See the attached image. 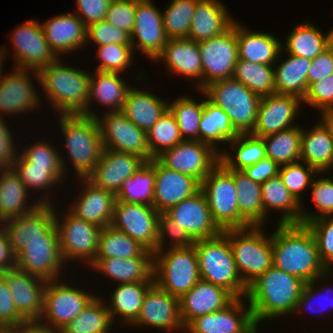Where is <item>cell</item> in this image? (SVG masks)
Instances as JSON below:
<instances>
[{
	"instance_id": "cell-52",
	"label": "cell",
	"mask_w": 333,
	"mask_h": 333,
	"mask_svg": "<svg viewBox=\"0 0 333 333\" xmlns=\"http://www.w3.org/2000/svg\"><path fill=\"white\" fill-rule=\"evenodd\" d=\"M150 160L183 141L177 120L169 109L146 132Z\"/></svg>"
},
{
	"instance_id": "cell-3",
	"label": "cell",
	"mask_w": 333,
	"mask_h": 333,
	"mask_svg": "<svg viewBox=\"0 0 333 333\" xmlns=\"http://www.w3.org/2000/svg\"><path fill=\"white\" fill-rule=\"evenodd\" d=\"M60 62L59 58L39 71H32L33 75L59 115L82 114L87 109L91 75Z\"/></svg>"
},
{
	"instance_id": "cell-28",
	"label": "cell",
	"mask_w": 333,
	"mask_h": 333,
	"mask_svg": "<svg viewBox=\"0 0 333 333\" xmlns=\"http://www.w3.org/2000/svg\"><path fill=\"white\" fill-rule=\"evenodd\" d=\"M14 70L9 75L0 74V117L7 113H27L40 104V97L38 98L39 95L30 79L32 76L28 74L29 69Z\"/></svg>"
},
{
	"instance_id": "cell-49",
	"label": "cell",
	"mask_w": 333,
	"mask_h": 333,
	"mask_svg": "<svg viewBox=\"0 0 333 333\" xmlns=\"http://www.w3.org/2000/svg\"><path fill=\"white\" fill-rule=\"evenodd\" d=\"M273 65L238 59L232 77L258 96H268L276 93Z\"/></svg>"
},
{
	"instance_id": "cell-47",
	"label": "cell",
	"mask_w": 333,
	"mask_h": 333,
	"mask_svg": "<svg viewBox=\"0 0 333 333\" xmlns=\"http://www.w3.org/2000/svg\"><path fill=\"white\" fill-rule=\"evenodd\" d=\"M302 128L298 125L263 138L266 158L276 162L279 166L300 160Z\"/></svg>"
},
{
	"instance_id": "cell-14",
	"label": "cell",
	"mask_w": 333,
	"mask_h": 333,
	"mask_svg": "<svg viewBox=\"0 0 333 333\" xmlns=\"http://www.w3.org/2000/svg\"><path fill=\"white\" fill-rule=\"evenodd\" d=\"M160 213L151 205L115 201L111 226L154 253Z\"/></svg>"
},
{
	"instance_id": "cell-42",
	"label": "cell",
	"mask_w": 333,
	"mask_h": 333,
	"mask_svg": "<svg viewBox=\"0 0 333 333\" xmlns=\"http://www.w3.org/2000/svg\"><path fill=\"white\" fill-rule=\"evenodd\" d=\"M153 284L154 282L118 284L111 293L110 305L107 306L113 322L117 315L121 316L125 325H132L139 317L144 296Z\"/></svg>"
},
{
	"instance_id": "cell-55",
	"label": "cell",
	"mask_w": 333,
	"mask_h": 333,
	"mask_svg": "<svg viewBox=\"0 0 333 333\" xmlns=\"http://www.w3.org/2000/svg\"><path fill=\"white\" fill-rule=\"evenodd\" d=\"M311 188L312 198L319 212L308 213L301 209V224H306L316 218L333 216V179L331 177L313 179Z\"/></svg>"
},
{
	"instance_id": "cell-35",
	"label": "cell",
	"mask_w": 333,
	"mask_h": 333,
	"mask_svg": "<svg viewBox=\"0 0 333 333\" xmlns=\"http://www.w3.org/2000/svg\"><path fill=\"white\" fill-rule=\"evenodd\" d=\"M96 74V75H95ZM94 76L91 75L89 82V96L87 109L81 114L96 118L98 115L91 110V103L97 101L105 107L108 106V112L122 111L125 102L127 86L124 78L120 77V73L115 72H95ZM94 99V100H93ZM93 100V101H92Z\"/></svg>"
},
{
	"instance_id": "cell-11",
	"label": "cell",
	"mask_w": 333,
	"mask_h": 333,
	"mask_svg": "<svg viewBox=\"0 0 333 333\" xmlns=\"http://www.w3.org/2000/svg\"><path fill=\"white\" fill-rule=\"evenodd\" d=\"M95 297L82 289L61 283V280H49L44 289L43 312L39 321L49 327L61 329Z\"/></svg>"
},
{
	"instance_id": "cell-76",
	"label": "cell",
	"mask_w": 333,
	"mask_h": 333,
	"mask_svg": "<svg viewBox=\"0 0 333 333\" xmlns=\"http://www.w3.org/2000/svg\"><path fill=\"white\" fill-rule=\"evenodd\" d=\"M325 289H327L328 291H326ZM325 289H324L325 292H329V291H331V289H330V290H329L328 288H325ZM325 292H324V293H325ZM327 294H328V293H327ZM324 295H325V294H324ZM324 295H323V298H324ZM331 298H332V297H331ZM323 300H325V299H323ZM324 303H325V302H324ZM327 303H328V302H327ZM329 306H330V304H329ZM326 307H327V306H326Z\"/></svg>"
},
{
	"instance_id": "cell-1",
	"label": "cell",
	"mask_w": 333,
	"mask_h": 333,
	"mask_svg": "<svg viewBox=\"0 0 333 333\" xmlns=\"http://www.w3.org/2000/svg\"><path fill=\"white\" fill-rule=\"evenodd\" d=\"M271 240L275 267L305 283L330 275L320 260L315 237L306 224H278Z\"/></svg>"
},
{
	"instance_id": "cell-56",
	"label": "cell",
	"mask_w": 333,
	"mask_h": 333,
	"mask_svg": "<svg viewBox=\"0 0 333 333\" xmlns=\"http://www.w3.org/2000/svg\"><path fill=\"white\" fill-rule=\"evenodd\" d=\"M304 166L305 163L303 165L300 163V161H297L294 163L280 166L278 172V175L280 176L282 182L287 187L289 192L294 195V197L301 203L302 201L300 199V193H302L306 187L311 186L312 181L315 177L314 174H320L315 168L307 164L306 167Z\"/></svg>"
},
{
	"instance_id": "cell-57",
	"label": "cell",
	"mask_w": 333,
	"mask_h": 333,
	"mask_svg": "<svg viewBox=\"0 0 333 333\" xmlns=\"http://www.w3.org/2000/svg\"><path fill=\"white\" fill-rule=\"evenodd\" d=\"M97 47V56L100 61L97 71L121 73L122 71L124 72L133 61L132 45L111 43Z\"/></svg>"
},
{
	"instance_id": "cell-4",
	"label": "cell",
	"mask_w": 333,
	"mask_h": 333,
	"mask_svg": "<svg viewBox=\"0 0 333 333\" xmlns=\"http://www.w3.org/2000/svg\"><path fill=\"white\" fill-rule=\"evenodd\" d=\"M194 247L202 280L225 288L235 298L246 297L248 286L238 273L231 245L223 233L196 240Z\"/></svg>"
},
{
	"instance_id": "cell-51",
	"label": "cell",
	"mask_w": 333,
	"mask_h": 333,
	"mask_svg": "<svg viewBox=\"0 0 333 333\" xmlns=\"http://www.w3.org/2000/svg\"><path fill=\"white\" fill-rule=\"evenodd\" d=\"M11 168L21 179L27 190H48L52 185L61 183L65 173L62 167L32 166L22 155L18 154ZM61 181V182H59Z\"/></svg>"
},
{
	"instance_id": "cell-53",
	"label": "cell",
	"mask_w": 333,
	"mask_h": 333,
	"mask_svg": "<svg viewBox=\"0 0 333 333\" xmlns=\"http://www.w3.org/2000/svg\"><path fill=\"white\" fill-rule=\"evenodd\" d=\"M204 108V100L200 103L188 96H181L168 104V109L177 120L183 140H199V123Z\"/></svg>"
},
{
	"instance_id": "cell-44",
	"label": "cell",
	"mask_w": 333,
	"mask_h": 333,
	"mask_svg": "<svg viewBox=\"0 0 333 333\" xmlns=\"http://www.w3.org/2000/svg\"><path fill=\"white\" fill-rule=\"evenodd\" d=\"M240 215L251 226L264 225L261 184L250 179L243 170H233Z\"/></svg>"
},
{
	"instance_id": "cell-46",
	"label": "cell",
	"mask_w": 333,
	"mask_h": 333,
	"mask_svg": "<svg viewBox=\"0 0 333 333\" xmlns=\"http://www.w3.org/2000/svg\"><path fill=\"white\" fill-rule=\"evenodd\" d=\"M156 170L152 159L123 181L116 200L123 203H139L153 206Z\"/></svg>"
},
{
	"instance_id": "cell-5",
	"label": "cell",
	"mask_w": 333,
	"mask_h": 333,
	"mask_svg": "<svg viewBox=\"0 0 333 333\" xmlns=\"http://www.w3.org/2000/svg\"><path fill=\"white\" fill-rule=\"evenodd\" d=\"M58 117L72 165L78 177L86 178L100 160L104 149L98 122L96 118L81 114Z\"/></svg>"
},
{
	"instance_id": "cell-67",
	"label": "cell",
	"mask_w": 333,
	"mask_h": 333,
	"mask_svg": "<svg viewBox=\"0 0 333 333\" xmlns=\"http://www.w3.org/2000/svg\"><path fill=\"white\" fill-rule=\"evenodd\" d=\"M13 135L5 124L3 117H0V168L11 167L17 157L16 146L13 142Z\"/></svg>"
},
{
	"instance_id": "cell-32",
	"label": "cell",
	"mask_w": 333,
	"mask_h": 333,
	"mask_svg": "<svg viewBox=\"0 0 333 333\" xmlns=\"http://www.w3.org/2000/svg\"><path fill=\"white\" fill-rule=\"evenodd\" d=\"M156 60H163L168 71L174 74L199 79L196 85L202 91V62L198 42L188 38L169 39Z\"/></svg>"
},
{
	"instance_id": "cell-64",
	"label": "cell",
	"mask_w": 333,
	"mask_h": 333,
	"mask_svg": "<svg viewBox=\"0 0 333 333\" xmlns=\"http://www.w3.org/2000/svg\"><path fill=\"white\" fill-rule=\"evenodd\" d=\"M27 321L18 311L9 287L0 275V326L19 327Z\"/></svg>"
},
{
	"instance_id": "cell-39",
	"label": "cell",
	"mask_w": 333,
	"mask_h": 333,
	"mask_svg": "<svg viewBox=\"0 0 333 333\" xmlns=\"http://www.w3.org/2000/svg\"><path fill=\"white\" fill-rule=\"evenodd\" d=\"M262 204L264 210V223L271 209L282 210L279 224H300L303 203L292 195L282 182L279 175L270 178L261 184Z\"/></svg>"
},
{
	"instance_id": "cell-25",
	"label": "cell",
	"mask_w": 333,
	"mask_h": 333,
	"mask_svg": "<svg viewBox=\"0 0 333 333\" xmlns=\"http://www.w3.org/2000/svg\"><path fill=\"white\" fill-rule=\"evenodd\" d=\"M234 299L225 288L200 279L191 290L179 298L184 327L196 317L224 309Z\"/></svg>"
},
{
	"instance_id": "cell-62",
	"label": "cell",
	"mask_w": 333,
	"mask_h": 333,
	"mask_svg": "<svg viewBox=\"0 0 333 333\" xmlns=\"http://www.w3.org/2000/svg\"><path fill=\"white\" fill-rule=\"evenodd\" d=\"M138 0H112L105 20L131 35Z\"/></svg>"
},
{
	"instance_id": "cell-9",
	"label": "cell",
	"mask_w": 333,
	"mask_h": 333,
	"mask_svg": "<svg viewBox=\"0 0 333 333\" xmlns=\"http://www.w3.org/2000/svg\"><path fill=\"white\" fill-rule=\"evenodd\" d=\"M201 191L214 222L222 231L251 226L239 213L233 170L221 161L201 182Z\"/></svg>"
},
{
	"instance_id": "cell-59",
	"label": "cell",
	"mask_w": 333,
	"mask_h": 333,
	"mask_svg": "<svg viewBox=\"0 0 333 333\" xmlns=\"http://www.w3.org/2000/svg\"><path fill=\"white\" fill-rule=\"evenodd\" d=\"M302 101L322 110L321 117H333V74L311 83Z\"/></svg>"
},
{
	"instance_id": "cell-6",
	"label": "cell",
	"mask_w": 333,
	"mask_h": 333,
	"mask_svg": "<svg viewBox=\"0 0 333 333\" xmlns=\"http://www.w3.org/2000/svg\"><path fill=\"white\" fill-rule=\"evenodd\" d=\"M261 228L248 226L222 232L229 240L238 273L247 286L273 265L271 236H265Z\"/></svg>"
},
{
	"instance_id": "cell-34",
	"label": "cell",
	"mask_w": 333,
	"mask_h": 333,
	"mask_svg": "<svg viewBox=\"0 0 333 333\" xmlns=\"http://www.w3.org/2000/svg\"><path fill=\"white\" fill-rule=\"evenodd\" d=\"M234 20L219 0H199L191 22L188 39L195 42L224 33Z\"/></svg>"
},
{
	"instance_id": "cell-65",
	"label": "cell",
	"mask_w": 333,
	"mask_h": 333,
	"mask_svg": "<svg viewBox=\"0 0 333 333\" xmlns=\"http://www.w3.org/2000/svg\"><path fill=\"white\" fill-rule=\"evenodd\" d=\"M112 0H76L78 13H75L86 27L105 19ZM80 13V14H79Z\"/></svg>"
},
{
	"instance_id": "cell-73",
	"label": "cell",
	"mask_w": 333,
	"mask_h": 333,
	"mask_svg": "<svg viewBox=\"0 0 333 333\" xmlns=\"http://www.w3.org/2000/svg\"><path fill=\"white\" fill-rule=\"evenodd\" d=\"M0 333H19L18 327H2L0 326Z\"/></svg>"
},
{
	"instance_id": "cell-66",
	"label": "cell",
	"mask_w": 333,
	"mask_h": 333,
	"mask_svg": "<svg viewBox=\"0 0 333 333\" xmlns=\"http://www.w3.org/2000/svg\"><path fill=\"white\" fill-rule=\"evenodd\" d=\"M333 74V43L321 54L312 59L308 70V86Z\"/></svg>"
},
{
	"instance_id": "cell-70",
	"label": "cell",
	"mask_w": 333,
	"mask_h": 333,
	"mask_svg": "<svg viewBox=\"0 0 333 333\" xmlns=\"http://www.w3.org/2000/svg\"><path fill=\"white\" fill-rule=\"evenodd\" d=\"M315 282H317L316 280L305 283L300 298L298 300V302L296 303L295 309H294V313H298V311H302L305 310V306L308 305L309 307L311 306V302L312 300L315 298H317L319 296V291L317 288L315 289L313 286L315 284ZM322 293H320L323 297V291H321ZM318 293V294H317ZM318 299V298H317ZM310 301V302H309ZM307 307V306H306ZM308 308V307H307ZM302 309V310H301ZM319 311V309H317ZM323 310V309H322ZM309 313V312H308Z\"/></svg>"
},
{
	"instance_id": "cell-37",
	"label": "cell",
	"mask_w": 333,
	"mask_h": 333,
	"mask_svg": "<svg viewBox=\"0 0 333 333\" xmlns=\"http://www.w3.org/2000/svg\"><path fill=\"white\" fill-rule=\"evenodd\" d=\"M90 267L118 281L119 284L154 282L153 256L94 259Z\"/></svg>"
},
{
	"instance_id": "cell-19",
	"label": "cell",
	"mask_w": 333,
	"mask_h": 333,
	"mask_svg": "<svg viewBox=\"0 0 333 333\" xmlns=\"http://www.w3.org/2000/svg\"><path fill=\"white\" fill-rule=\"evenodd\" d=\"M156 170L153 207L166 212L184 199L201 190V183L194 177L165 167L157 158L152 159Z\"/></svg>"
},
{
	"instance_id": "cell-8",
	"label": "cell",
	"mask_w": 333,
	"mask_h": 333,
	"mask_svg": "<svg viewBox=\"0 0 333 333\" xmlns=\"http://www.w3.org/2000/svg\"><path fill=\"white\" fill-rule=\"evenodd\" d=\"M201 92L224 110L239 134L253 132L260 96L233 77L213 82Z\"/></svg>"
},
{
	"instance_id": "cell-45",
	"label": "cell",
	"mask_w": 333,
	"mask_h": 333,
	"mask_svg": "<svg viewBox=\"0 0 333 333\" xmlns=\"http://www.w3.org/2000/svg\"><path fill=\"white\" fill-rule=\"evenodd\" d=\"M138 256H153V253L126 233L112 226L101 229L95 259H128Z\"/></svg>"
},
{
	"instance_id": "cell-33",
	"label": "cell",
	"mask_w": 333,
	"mask_h": 333,
	"mask_svg": "<svg viewBox=\"0 0 333 333\" xmlns=\"http://www.w3.org/2000/svg\"><path fill=\"white\" fill-rule=\"evenodd\" d=\"M0 224L28 214L40 204H51L44 196L27 206L28 190L11 167L0 168Z\"/></svg>"
},
{
	"instance_id": "cell-63",
	"label": "cell",
	"mask_w": 333,
	"mask_h": 333,
	"mask_svg": "<svg viewBox=\"0 0 333 333\" xmlns=\"http://www.w3.org/2000/svg\"><path fill=\"white\" fill-rule=\"evenodd\" d=\"M23 150L21 155L32 165L40 167H62L65 173L64 158L60 156L58 150L51 146L49 142H39Z\"/></svg>"
},
{
	"instance_id": "cell-31",
	"label": "cell",
	"mask_w": 333,
	"mask_h": 333,
	"mask_svg": "<svg viewBox=\"0 0 333 333\" xmlns=\"http://www.w3.org/2000/svg\"><path fill=\"white\" fill-rule=\"evenodd\" d=\"M41 26L46 40L57 56L79 50L88 42L87 27L75 13L57 15Z\"/></svg>"
},
{
	"instance_id": "cell-13",
	"label": "cell",
	"mask_w": 333,
	"mask_h": 333,
	"mask_svg": "<svg viewBox=\"0 0 333 333\" xmlns=\"http://www.w3.org/2000/svg\"><path fill=\"white\" fill-rule=\"evenodd\" d=\"M54 210L52 204H40L32 212L1 224L16 255L30 242L59 241Z\"/></svg>"
},
{
	"instance_id": "cell-61",
	"label": "cell",
	"mask_w": 333,
	"mask_h": 333,
	"mask_svg": "<svg viewBox=\"0 0 333 333\" xmlns=\"http://www.w3.org/2000/svg\"><path fill=\"white\" fill-rule=\"evenodd\" d=\"M92 40L97 46L111 43L131 45L130 35L105 19L93 23L87 27V41Z\"/></svg>"
},
{
	"instance_id": "cell-22",
	"label": "cell",
	"mask_w": 333,
	"mask_h": 333,
	"mask_svg": "<svg viewBox=\"0 0 333 333\" xmlns=\"http://www.w3.org/2000/svg\"><path fill=\"white\" fill-rule=\"evenodd\" d=\"M9 287L17 311L27 320H39L43 312L44 289L47 280L17 268L1 272Z\"/></svg>"
},
{
	"instance_id": "cell-27",
	"label": "cell",
	"mask_w": 333,
	"mask_h": 333,
	"mask_svg": "<svg viewBox=\"0 0 333 333\" xmlns=\"http://www.w3.org/2000/svg\"><path fill=\"white\" fill-rule=\"evenodd\" d=\"M63 264L59 241H34L17 254L16 268L49 281L60 278Z\"/></svg>"
},
{
	"instance_id": "cell-69",
	"label": "cell",
	"mask_w": 333,
	"mask_h": 333,
	"mask_svg": "<svg viewBox=\"0 0 333 333\" xmlns=\"http://www.w3.org/2000/svg\"><path fill=\"white\" fill-rule=\"evenodd\" d=\"M15 254L6 230L0 224V273L16 268Z\"/></svg>"
},
{
	"instance_id": "cell-12",
	"label": "cell",
	"mask_w": 333,
	"mask_h": 333,
	"mask_svg": "<svg viewBox=\"0 0 333 333\" xmlns=\"http://www.w3.org/2000/svg\"><path fill=\"white\" fill-rule=\"evenodd\" d=\"M63 220L55 215V225L59 232L60 252L64 260L84 259L90 266L97 254L101 227L77 218L68 209ZM61 222V223H60Z\"/></svg>"
},
{
	"instance_id": "cell-21",
	"label": "cell",
	"mask_w": 333,
	"mask_h": 333,
	"mask_svg": "<svg viewBox=\"0 0 333 333\" xmlns=\"http://www.w3.org/2000/svg\"><path fill=\"white\" fill-rule=\"evenodd\" d=\"M166 212L173 218V223L184 228L195 241L214 238L223 232L214 222L201 190Z\"/></svg>"
},
{
	"instance_id": "cell-10",
	"label": "cell",
	"mask_w": 333,
	"mask_h": 333,
	"mask_svg": "<svg viewBox=\"0 0 333 333\" xmlns=\"http://www.w3.org/2000/svg\"><path fill=\"white\" fill-rule=\"evenodd\" d=\"M202 62V91L211 83L233 76L238 61L236 21L221 35L198 42Z\"/></svg>"
},
{
	"instance_id": "cell-50",
	"label": "cell",
	"mask_w": 333,
	"mask_h": 333,
	"mask_svg": "<svg viewBox=\"0 0 333 333\" xmlns=\"http://www.w3.org/2000/svg\"><path fill=\"white\" fill-rule=\"evenodd\" d=\"M113 324L109 309L101 298L96 297L69 323L62 333H108Z\"/></svg>"
},
{
	"instance_id": "cell-48",
	"label": "cell",
	"mask_w": 333,
	"mask_h": 333,
	"mask_svg": "<svg viewBox=\"0 0 333 333\" xmlns=\"http://www.w3.org/2000/svg\"><path fill=\"white\" fill-rule=\"evenodd\" d=\"M231 149L236 151V156L228 152L220 151V161L232 170H244L246 167L258 163L266 158L265 144L262 137L248 134H239L233 141L229 142Z\"/></svg>"
},
{
	"instance_id": "cell-60",
	"label": "cell",
	"mask_w": 333,
	"mask_h": 333,
	"mask_svg": "<svg viewBox=\"0 0 333 333\" xmlns=\"http://www.w3.org/2000/svg\"><path fill=\"white\" fill-rule=\"evenodd\" d=\"M168 234L172 240L170 245L172 248L191 247L194 245L195 240L187 233L184 228L173 223V218L167 213L162 212L159 216L158 240L156 250L165 249V239Z\"/></svg>"
},
{
	"instance_id": "cell-30",
	"label": "cell",
	"mask_w": 333,
	"mask_h": 333,
	"mask_svg": "<svg viewBox=\"0 0 333 333\" xmlns=\"http://www.w3.org/2000/svg\"><path fill=\"white\" fill-rule=\"evenodd\" d=\"M333 152V117L322 116L319 123L301 134L300 160L326 173Z\"/></svg>"
},
{
	"instance_id": "cell-15",
	"label": "cell",
	"mask_w": 333,
	"mask_h": 333,
	"mask_svg": "<svg viewBox=\"0 0 333 333\" xmlns=\"http://www.w3.org/2000/svg\"><path fill=\"white\" fill-rule=\"evenodd\" d=\"M97 116L104 149L135 154L150 161L146 131L137 127L121 111H105L103 118Z\"/></svg>"
},
{
	"instance_id": "cell-41",
	"label": "cell",
	"mask_w": 333,
	"mask_h": 333,
	"mask_svg": "<svg viewBox=\"0 0 333 333\" xmlns=\"http://www.w3.org/2000/svg\"><path fill=\"white\" fill-rule=\"evenodd\" d=\"M238 135L239 133L233 128L229 116L206 96L199 123V141L210 145L220 154L217 143H229Z\"/></svg>"
},
{
	"instance_id": "cell-29",
	"label": "cell",
	"mask_w": 333,
	"mask_h": 333,
	"mask_svg": "<svg viewBox=\"0 0 333 333\" xmlns=\"http://www.w3.org/2000/svg\"><path fill=\"white\" fill-rule=\"evenodd\" d=\"M83 190L69 211L77 218L93 223L101 228L111 226L116 195L97 187L87 178H82Z\"/></svg>"
},
{
	"instance_id": "cell-16",
	"label": "cell",
	"mask_w": 333,
	"mask_h": 333,
	"mask_svg": "<svg viewBox=\"0 0 333 333\" xmlns=\"http://www.w3.org/2000/svg\"><path fill=\"white\" fill-rule=\"evenodd\" d=\"M12 32L13 57L17 69L39 71L61 58L51 49L38 21L28 20Z\"/></svg>"
},
{
	"instance_id": "cell-68",
	"label": "cell",
	"mask_w": 333,
	"mask_h": 333,
	"mask_svg": "<svg viewBox=\"0 0 333 333\" xmlns=\"http://www.w3.org/2000/svg\"><path fill=\"white\" fill-rule=\"evenodd\" d=\"M279 167L276 162L265 158L252 166L246 167L243 171L250 179L262 184L266 180L277 176Z\"/></svg>"
},
{
	"instance_id": "cell-18",
	"label": "cell",
	"mask_w": 333,
	"mask_h": 333,
	"mask_svg": "<svg viewBox=\"0 0 333 333\" xmlns=\"http://www.w3.org/2000/svg\"><path fill=\"white\" fill-rule=\"evenodd\" d=\"M130 38L133 50L140 49L148 58L154 59L153 61L163 52L169 37L163 26L162 12L155 7L152 0L137 1L135 23Z\"/></svg>"
},
{
	"instance_id": "cell-23",
	"label": "cell",
	"mask_w": 333,
	"mask_h": 333,
	"mask_svg": "<svg viewBox=\"0 0 333 333\" xmlns=\"http://www.w3.org/2000/svg\"><path fill=\"white\" fill-rule=\"evenodd\" d=\"M148 325L172 331L181 329L185 332L180 316L179 298L159 288L155 283L144 296L139 317L134 326Z\"/></svg>"
},
{
	"instance_id": "cell-74",
	"label": "cell",
	"mask_w": 333,
	"mask_h": 333,
	"mask_svg": "<svg viewBox=\"0 0 333 333\" xmlns=\"http://www.w3.org/2000/svg\"><path fill=\"white\" fill-rule=\"evenodd\" d=\"M4 48H5V47H3L2 49L0 48V74H3V73H2V72H3V71H2V68H3V67H2V65H3L2 62H3V60H4L3 57H5V53H6V52H5L6 49H4Z\"/></svg>"
},
{
	"instance_id": "cell-36",
	"label": "cell",
	"mask_w": 333,
	"mask_h": 333,
	"mask_svg": "<svg viewBox=\"0 0 333 333\" xmlns=\"http://www.w3.org/2000/svg\"><path fill=\"white\" fill-rule=\"evenodd\" d=\"M238 58L253 63L275 64L281 55L282 44L269 33L251 32L236 21Z\"/></svg>"
},
{
	"instance_id": "cell-54",
	"label": "cell",
	"mask_w": 333,
	"mask_h": 333,
	"mask_svg": "<svg viewBox=\"0 0 333 333\" xmlns=\"http://www.w3.org/2000/svg\"><path fill=\"white\" fill-rule=\"evenodd\" d=\"M199 0H172L162 12L163 26L169 39L188 38Z\"/></svg>"
},
{
	"instance_id": "cell-7",
	"label": "cell",
	"mask_w": 333,
	"mask_h": 333,
	"mask_svg": "<svg viewBox=\"0 0 333 333\" xmlns=\"http://www.w3.org/2000/svg\"><path fill=\"white\" fill-rule=\"evenodd\" d=\"M166 250L153 253L154 283L180 298L201 279L197 253L194 245Z\"/></svg>"
},
{
	"instance_id": "cell-40",
	"label": "cell",
	"mask_w": 333,
	"mask_h": 333,
	"mask_svg": "<svg viewBox=\"0 0 333 333\" xmlns=\"http://www.w3.org/2000/svg\"><path fill=\"white\" fill-rule=\"evenodd\" d=\"M319 30L309 22L297 25L287 35L282 50H287V53L291 55L314 59L333 43V29L326 35Z\"/></svg>"
},
{
	"instance_id": "cell-72",
	"label": "cell",
	"mask_w": 333,
	"mask_h": 333,
	"mask_svg": "<svg viewBox=\"0 0 333 333\" xmlns=\"http://www.w3.org/2000/svg\"><path fill=\"white\" fill-rule=\"evenodd\" d=\"M259 322L253 321L242 333H258L257 326Z\"/></svg>"
},
{
	"instance_id": "cell-71",
	"label": "cell",
	"mask_w": 333,
	"mask_h": 333,
	"mask_svg": "<svg viewBox=\"0 0 333 333\" xmlns=\"http://www.w3.org/2000/svg\"><path fill=\"white\" fill-rule=\"evenodd\" d=\"M18 329L19 333H62L61 329L49 327L39 320L25 321Z\"/></svg>"
},
{
	"instance_id": "cell-43",
	"label": "cell",
	"mask_w": 333,
	"mask_h": 333,
	"mask_svg": "<svg viewBox=\"0 0 333 333\" xmlns=\"http://www.w3.org/2000/svg\"><path fill=\"white\" fill-rule=\"evenodd\" d=\"M289 58L274 67L275 92L303 99L308 89V70L312 60L288 54Z\"/></svg>"
},
{
	"instance_id": "cell-2",
	"label": "cell",
	"mask_w": 333,
	"mask_h": 333,
	"mask_svg": "<svg viewBox=\"0 0 333 333\" xmlns=\"http://www.w3.org/2000/svg\"><path fill=\"white\" fill-rule=\"evenodd\" d=\"M305 282L272 265L248 285L246 298L254 321L293 313Z\"/></svg>"
},
{
	"instance_id": "cell-24",
	"label": "cell",
	"mask_w": 333,
	"mask_h": 333,
	"mask_svg": "<svg viewBox=\"0 0 333 333\" xmlns=\"http://www.w3.org/2000/svg\"><path fill=\"white\" fill-rule=\"evenodd\" d=\"M145 163L143 158L135 154L103 149L100 160L86 178L97 187L116 195L123 181L132 177Z\"/></svg>"
},
{
	"instance_id": "cell-20",
	"label": "cell",
	"mask_w": 333,
	"mask_h": 333,
	"mask_svg": "<svg viewBox=\"0 0 333 333\" xmlns=\"http://www.w3.org/2000/svg\"><path fill=\"white\" fill-rule=\"evenodd\" d=\"M302 99L295 95L274 93L261 97L254 130L257 137L275 134L293 126ZM292 124V125H291Z\"/></svg>"
},
{
	"instance_id": "cell-38",
	"label": "cell",
	"mask_w": 333,
	"mask_h": 333,
	"mask_svg": "<svg viewBox=\"0 0 333 333\" xmlns=\"http://www.w3.org/2000/svg\"><path fill=\"white\" fill-rule=\"evenodd\" d=\"M168 104L169 102L150 92L130 87L121 112L147 132L166 112Z\"/></svg>"
},
{
	"instance_id": "cell-17",
	"label": "cell",
	"mask_w": 333,
	"mask_h": 333,
	"mask_svg": "<svg viewBox=\"0 0 333 333\" xmlns=\"http://www.w3.org/2000/svg\"><path fill=\"white\" fill-rule=\"evenodd\" d=\"M157 159L165 167L190 175L201 183L220 162V154L199 140H183Z\"/></svg>"
},
{
	"instance_id": "cell-58",
	"label": "cell",
	"mask_w": 333,
	"mask_h": 333,
	"mask_svg": "<svg viewBox=\"0 0 333 333\" xmlns=\"http://www.w3.org/2000/svg\"><path fill=\"white\" fill-rule=\"evenodd\" d=\"M306 225L312 231L321 262L327 271L333 264V216L316 218Z\"/></svg>"
},
{
	"instance_id": "cell-75",
	"label": "cell",
	"mask_w": 333,
	"mask_h": 333,
	"mask_svg": "<svg viewBox=\"0 0 333 333\" xmlns=\"http://www.w3.org/2000/svg\"><path fill=\"white\" fill-rule=\"evenodd\" d=\"M332 167H333V152H332V158H331L329 168L326 170V172L329 171L330 169H332Z\"/></svg>"
},
{
	"instance_id": "cell-26",
	"label": "cell",
	"mask_w": 333,
	"mask_h": 333,
	"mask_svg": "<svg viewBox=\"0 0 333 333\" xmlns=\"http://www.w3.org/2000/svg\"><path fill=\"white\" fill-rule=\"evenodd\" d=\"M245 307L241 298H235L220 311L193 319L184 333H242L253 321L249 305Z\"/></svg>"
}]
</instances>
